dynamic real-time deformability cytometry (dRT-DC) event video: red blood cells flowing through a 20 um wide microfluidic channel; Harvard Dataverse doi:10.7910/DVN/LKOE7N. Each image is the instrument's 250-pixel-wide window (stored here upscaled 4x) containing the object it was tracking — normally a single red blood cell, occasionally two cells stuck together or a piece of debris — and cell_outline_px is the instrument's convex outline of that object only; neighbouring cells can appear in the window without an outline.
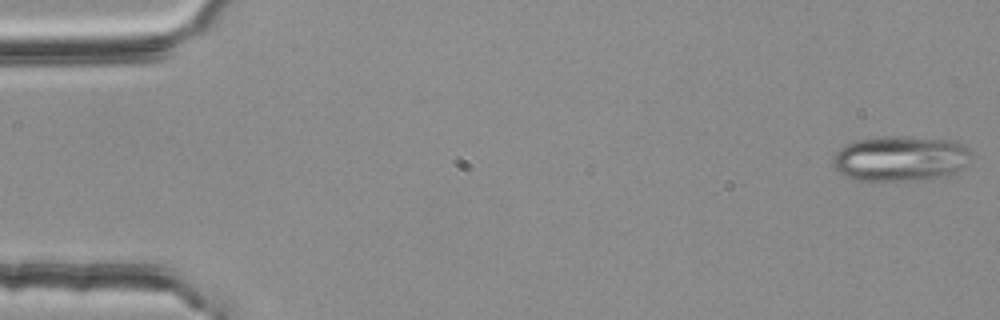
{"species": "common noctule bat (a hibernating species)", "species_latin": "Nyctalus noctula", "temperature_condition": "room temperature", "stored_images_in_passage": 9, "camera_frame_rate_fps": 3000, "um_per_image_px": 0.085, "animal": {"sex": "female", "body_mass_g": 25.1}, "frame": {"image": 1, "passage_image": 1, "time_ms": 0.0, "image_size_px": [1000, 320], "cell_outline_px": [[968, 152], [964, 164], [956, 172], [940, 176], [920, 180], [852, 180], [844, 176], [832, 164], [832, 156], [840, 148], [856, 140], [884, 136], [904, 136], [956, 140], [964, 144], [968, 148]], "centroid_in_image_um": [76.47, 13.46], "position_along_channel_um": 8.5, "area_um2": 36.3}}